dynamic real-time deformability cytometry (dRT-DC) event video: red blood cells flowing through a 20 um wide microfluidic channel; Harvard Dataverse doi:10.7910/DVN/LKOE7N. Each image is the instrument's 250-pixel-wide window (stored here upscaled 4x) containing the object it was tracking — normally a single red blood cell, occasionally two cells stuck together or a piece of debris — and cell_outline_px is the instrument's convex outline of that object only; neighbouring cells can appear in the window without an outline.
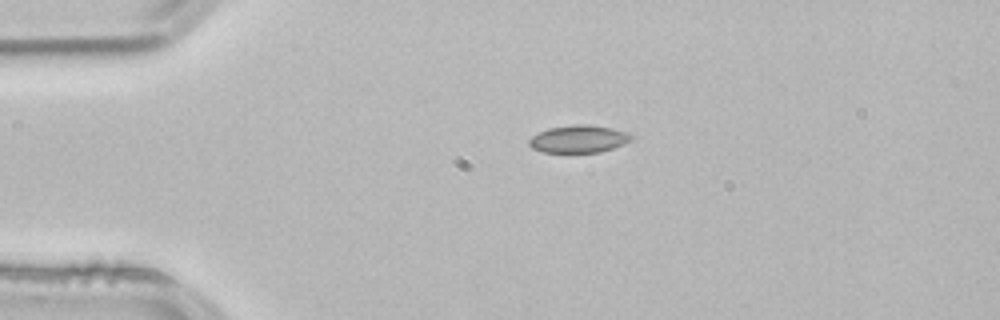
{"species": "common noctule bat (a hibernating species)", "species_latin": "Nyctalus noctula", "temperature_condition": "room temperature", "stored_images_in_passage": 42, "camera_frame_rate_fps": 3000, "um_per_image_px": 0.085, "animal": {"sex": "male", "body_mass_g": 21.5, "forearm_length_mm": 52.0}, "frame": {"image": 1, "passage_image": 1, "time_ms": 0.0, "image_size_px": [1000, 320], "cell_outline_px": [[632, 140], [624, 144], [600, 152], [544, 152], [532, 148], [528, 144], [528, 140], [532, 136], [548, 128], [572, 124], [588, 124], [612, 128], [628, 132], [632, 136]], "centroid_in_image_um": [49.19, 11.8], "position_along_channel_um": 35.8, "area_um2": 16.42}}
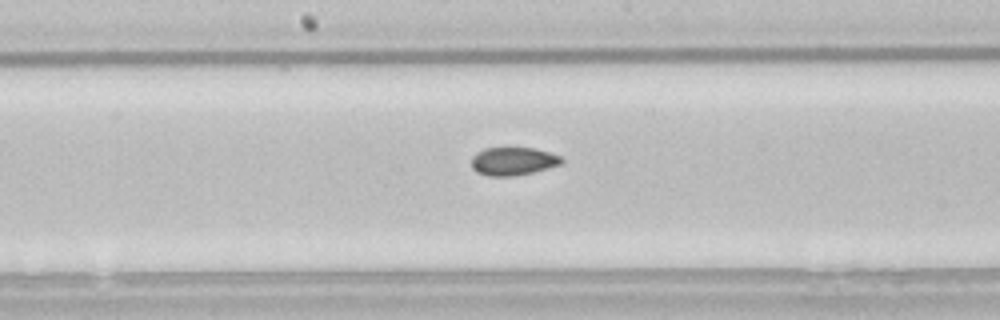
{"frame": {"image": 2, "passage_image": 17, "time_ms": 5.333, "image_size_px": [1000, 320], "cell_outline_px": [[564, 164], [532, 172], [512, 176], [488, 176], [476, 172], [472, 168], [472, 156], [476, 152], [484, 148], [536, 148], [560, 156], [564, 160]], "centroid_in_image_um": [43.62, 13.7], "position_along_channel_um": 204.6, "area_um2": 14.85}}
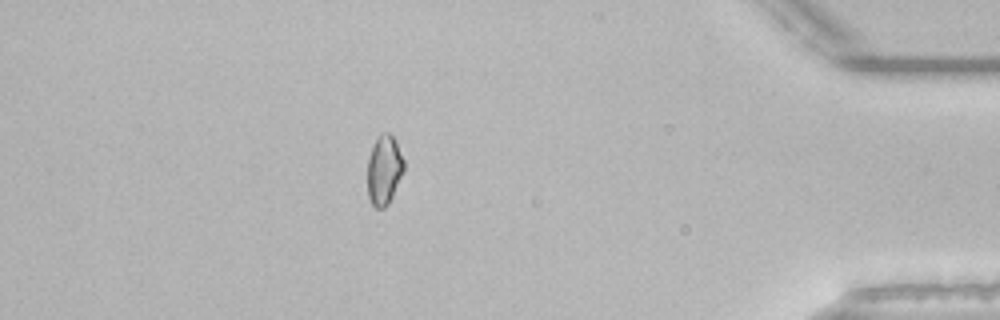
{"frame": {"image": 3, "passage_image": 36, "time_ms": 11.667, "image_size_px": [1000, 320], "cell_outline_px": [[404, 168], [392, 196], [388, 204], [384, 208], [376, 208], [372, 204], [368, 196], [368, 160], [372, 144], [380, 132], [388, 132], [396, 140], [404, 160]], "centroid_in_image_um": [32.64, 14.4], "position_along_channel_um": 402.6, "area_um2": 14.74}, "authors_computed_cell_mechanics": {"area_um2": 15.1147, "velocity_mm_per_s": 3.8425, "shape_relaxation_time_tau1_ms": null, "shape_relaxation_time_tau2_ms": 3.5663, "deformation_change_tau1": null, "deformation_change_tau2": 0.0624}}